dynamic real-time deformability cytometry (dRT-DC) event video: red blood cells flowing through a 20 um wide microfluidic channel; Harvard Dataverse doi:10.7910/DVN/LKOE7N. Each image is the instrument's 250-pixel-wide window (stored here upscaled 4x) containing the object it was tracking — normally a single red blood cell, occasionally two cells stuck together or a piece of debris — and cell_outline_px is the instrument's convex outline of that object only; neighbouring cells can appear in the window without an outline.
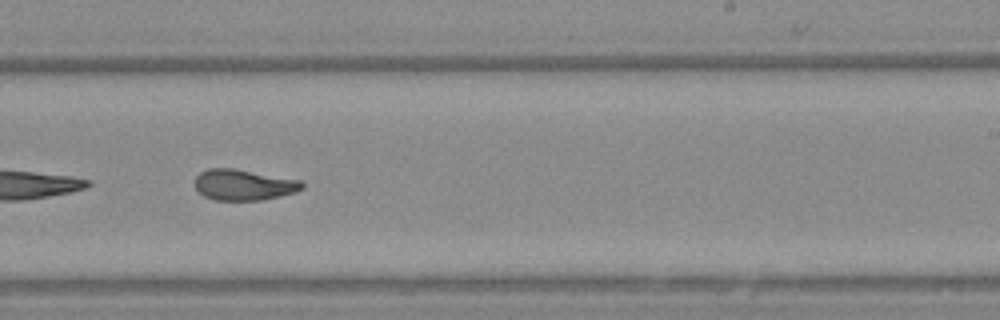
{"species": "Egyptian fruit bat (a non-hibernating species)", "species_latin": "Rousettus aegyptiacus", "temperature_condition": "warm", "stored_images_in_passage": 40, "camera_frame_rate_fps": 3000, "um_per_image_px": 0.085, "animal": {"sex": "female"}, "frame": {"image": 1, "passage_image": 34, "time_ms": 11.0, "image_size_px": [1000, 320], "cell_outline_px": [[304, 188], [292, 192], [260, 200], [216, 200], [204, 196], [196, 188], [196, 176], [200, 172], [208, 168], [232, 168], [300, 180], [304, 184]], "centroid_in_image_um": [20.68, 15.7], "position_along_channel_um": 268.3, "area_um2": 18.9}}